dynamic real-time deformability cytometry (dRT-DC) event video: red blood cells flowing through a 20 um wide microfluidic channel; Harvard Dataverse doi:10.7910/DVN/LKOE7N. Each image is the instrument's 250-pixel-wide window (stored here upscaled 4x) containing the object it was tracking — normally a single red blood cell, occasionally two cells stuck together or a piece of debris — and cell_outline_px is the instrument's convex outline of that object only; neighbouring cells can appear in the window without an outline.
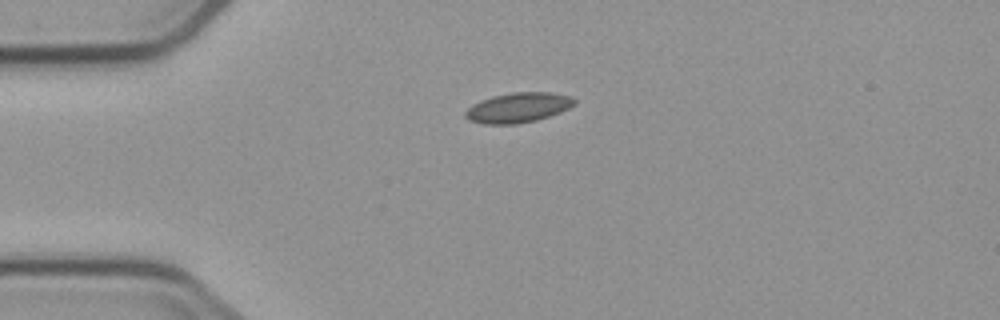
{"species": "common noctule bat (a hibernating species)", "species_latin": "Nyctalus noctula", "temperature_condition": "cold", "stored_images_in_passage": 4, "camera_frame_rate_fps": 3000, "um_per_image_px": 0.085, "animal": {"sex": "male", "body_mass_g": 23.1, "forearm_length_mm": 52.7}, "frame": {"image": 1, "passage_image": 1, "time_ms": 0.0, "image_size_px": [1000, 320], "cell_outline_px": [[576, 104], [560, 112], [536, 120], [516, 124], [484, 124], [468, 120], [464, 116], [464, 112], [472, 104], [480, 100], [492, 96], [512, 92], [552, 92], [572, 96], [576, 100]], "centroid_in_image_um": [44.03, 9.14], "position_along_channel_um": 41.0, "area_um2": 19.19}}
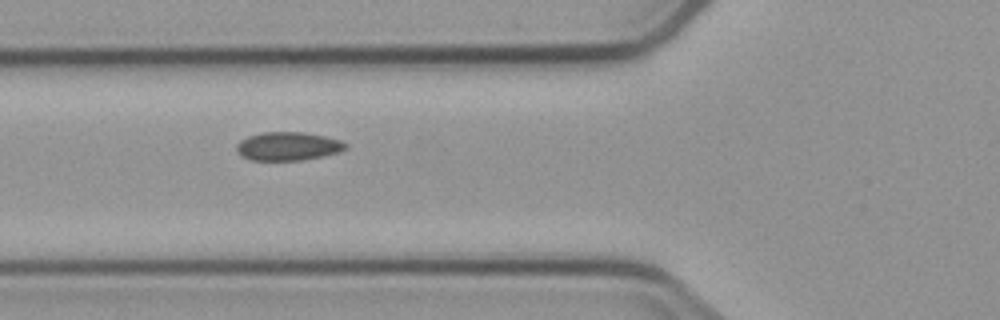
{"frame": {"image": 2, "passage_image": 3, "time_ms": 2.333, "image_size_px": [1000, 320], "cell_outline_px": [[348, 148], [340, 152], [324, 156], [300, 160], [252, 160], [240, 156], [236, 152], [236, 144], [240, 140], [248, 136], [264, 132], [304, 132], [324, 136], [340, 140], [348, 144]], "centroid_in_image_um": [24.48, 12.43], "position_along_channel_um": 101.3, "area_um2": 18.26}}
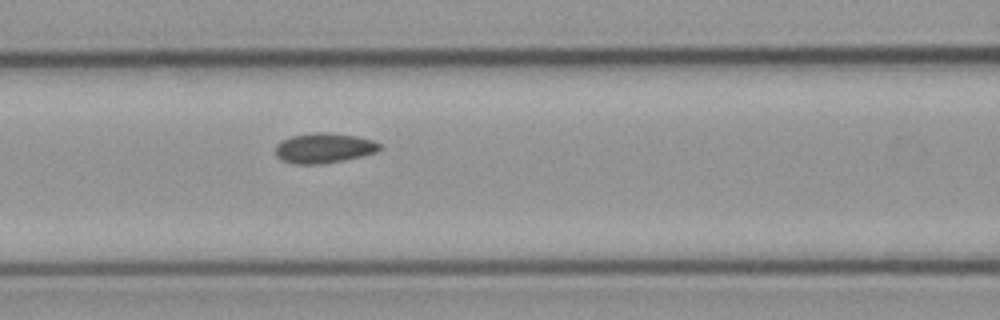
{"frame": {"image": 3, "passage_image": 4, "time_ms": 3.333, "image_size_px": [1000, 320], "cell_outline_px": [[380, 148], [376, 152], [344, 160], [316, 164], [296, 164], [284, 160], [276, 156], [276, 144], [280, 140], [292, 136], [316, 132], [324, 132], [356, 136], [372, 140], [380, 144]], "centroid_in_image_um": [27.51, 12.57], "position_along_channel_um": 139.1, "area_um2": 17.98}}